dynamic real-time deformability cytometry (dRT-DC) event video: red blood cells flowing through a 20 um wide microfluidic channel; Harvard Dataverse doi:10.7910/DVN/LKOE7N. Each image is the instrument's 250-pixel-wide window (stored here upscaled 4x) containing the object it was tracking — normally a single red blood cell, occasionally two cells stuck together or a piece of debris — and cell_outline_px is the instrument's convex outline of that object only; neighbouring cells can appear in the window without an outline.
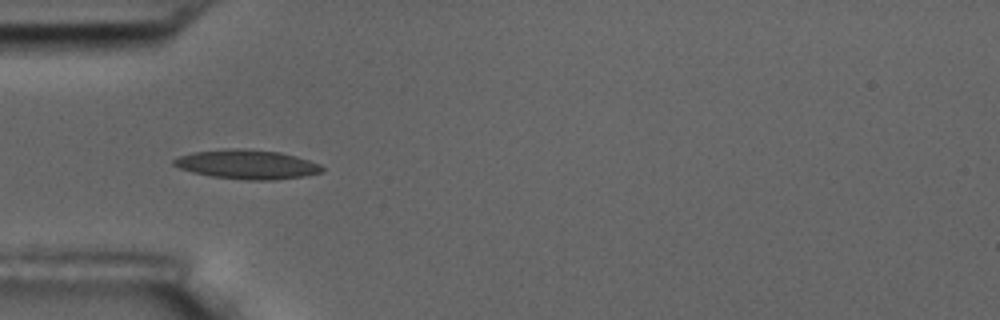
{"species": "common noctule bat (a hibernating species)", "species_latin": "Nyctalus noctula", "temperature_condition": "room temperature", "stored_images_in_passage": 6, "camera_frame_rate_fps": 3000, "um_per_image_px": 0.085, "animal": {"sex": "male", "body_mass_g": 17.5, "forearm_length_mm": 52.3}, "frame": {"image": 1, "passage_image": 6, "time_ms": 5.667, "image_size_px": [1000, 320], "cell_outline_px": [[324, 168], [320, 172], [304, 176], [272, 180], [244, 180], [212, 176], [192, 172], [180, 168], [172, 164], [172, 160], [180, 156], [192, 152], [224, 148], [240, 148], [280, 152], [296, 156], [320, 164]], "centroid_in_image_um": [20.97, 13.97], "position_along_channel_um": 64.0, "area_um2": 25.26}}